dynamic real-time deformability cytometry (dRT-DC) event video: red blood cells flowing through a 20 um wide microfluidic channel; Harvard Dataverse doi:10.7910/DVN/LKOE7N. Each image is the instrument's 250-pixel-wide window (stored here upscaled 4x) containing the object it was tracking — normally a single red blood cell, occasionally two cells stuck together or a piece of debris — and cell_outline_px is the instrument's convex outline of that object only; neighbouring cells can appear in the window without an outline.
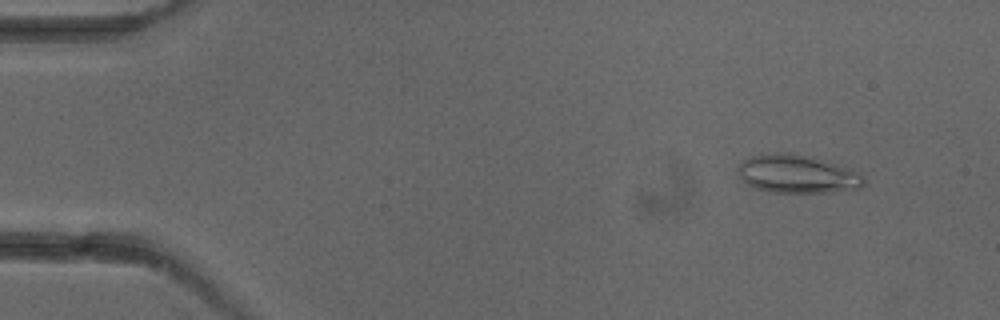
{"species": "common noctule bat (a hibernating species)", "species_latin": "Nyctalus noctula", "temperature_condition": "cold", "stored_images_in_passage": 5, "camera_frame_rate_fps": 3000, "um_per_image_px": 0.085, "animal": {"sex": "female"}, "frame": {"image": 1, "passage_image": 1, "time_ms": 0.0, "image_size_px": [1000, 320], "cell_outline_px": [[864, 184], [860, 188], [832, 192], [772, 192], [752, 188], [736, 172], [736, 168], [744, 160], [752, 156], [776, 152], [792, 152], [852, 168], [860, 172], [864, 176]], "centroid_in_image_um": [67.78, 14.79], "position_along_channel_um": 17.2, "area_um2": 28.21}}
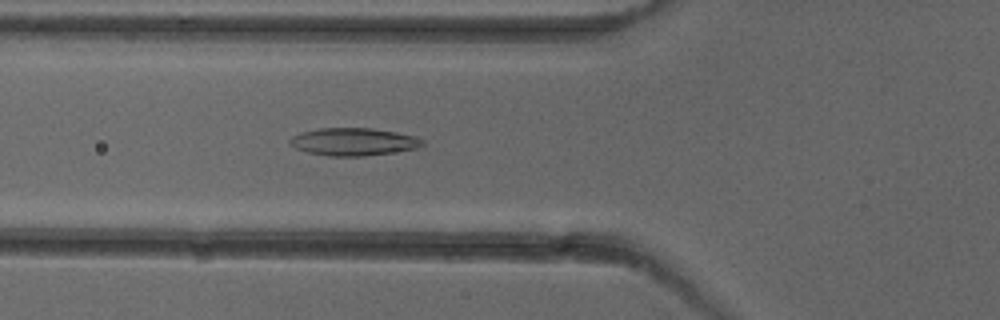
{"frame": {"image": 2, "passage_image": 5, "time_ms": 4.667, "image_size_px": [1000, 320], "cell_outline_px": [[424, 144], [416, 148], [392, 152], [364, 156], [328, 156], [308, 152], [296, 148], [288, 140], [292, 136], [300, 132], [320, 128], [372, 128], [396, 132], [412, 136], [424, 140]], "centroid_in_image_um": [30.02, 12.04], "position_along_channel_um": 95.8, "area_um2": 21.15}}